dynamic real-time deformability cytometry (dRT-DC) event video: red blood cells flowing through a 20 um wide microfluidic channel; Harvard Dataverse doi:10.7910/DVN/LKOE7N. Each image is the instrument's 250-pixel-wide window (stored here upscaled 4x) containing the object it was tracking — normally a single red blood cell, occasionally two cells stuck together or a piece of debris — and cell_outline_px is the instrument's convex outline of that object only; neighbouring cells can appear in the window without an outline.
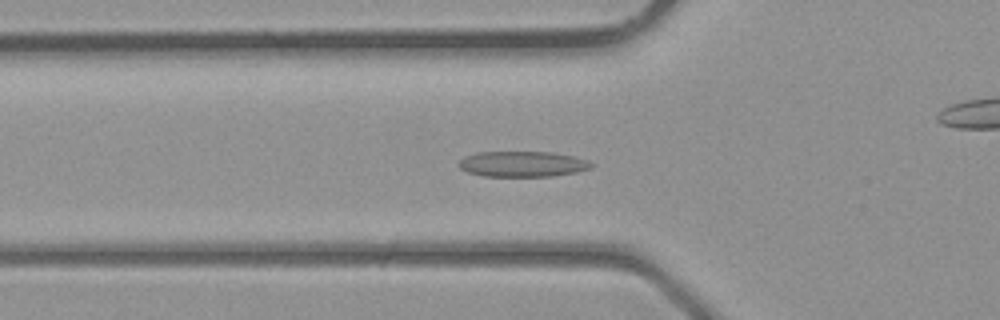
{"species": "common noctule bat (a hibernating species)", "species_latin": "Nyctalus noctula", "temperature_condition": "room temperature", "stored_images_in_passage": 39, "camera_frame_rate_fps": 3000, "um_per_image_px": 0.085, "animal": {"sex": "male", "body_mass_g": 23.1, "forearm_length_mm": 52.7}, "frame": {"image": 1, "passage_image": 13, "time_ms": 4.0, "image_size_px": [1000, 320], "cell_outline_px": [[596, 164], [592, 168], [576, 172], [552, 176], [484, 176], [468, 172], [460, 168], [456, 164], [464, 156], [476, 152], [552, 152], [572, 156], [588, 160]], "centroid_in_image_um": [44.42, 13.94], "position_along_channel_um": 81.4, "area_um2": 19.88}}
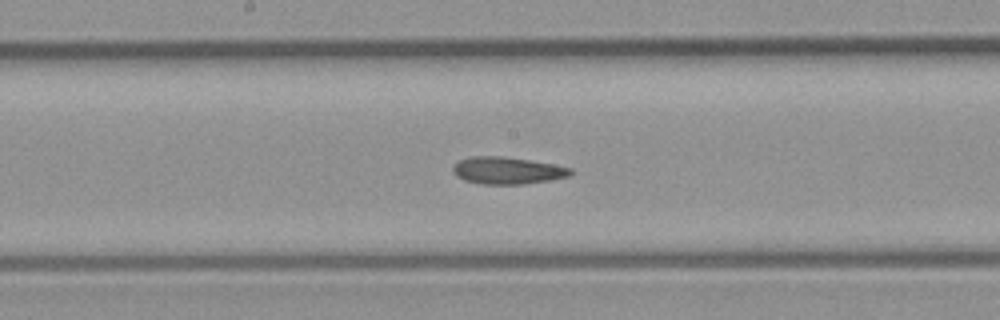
{"frame": {"image": 2, "passage_image": 20, "time_ms": 6.333, "image_size_px": [1000, 320], "cell_outline_px": [[572, 176], [524, 184], [484, 184], [464, 180], [456, 176], [452, 172], [452, 168], [460, 160], [472, 156], [504, 156], [552, 164], [572, 168]], "centroid_in_image_um": [43.12, 14.49], "position_along_channel_um": 205.1, "area_um2": 18.5}}
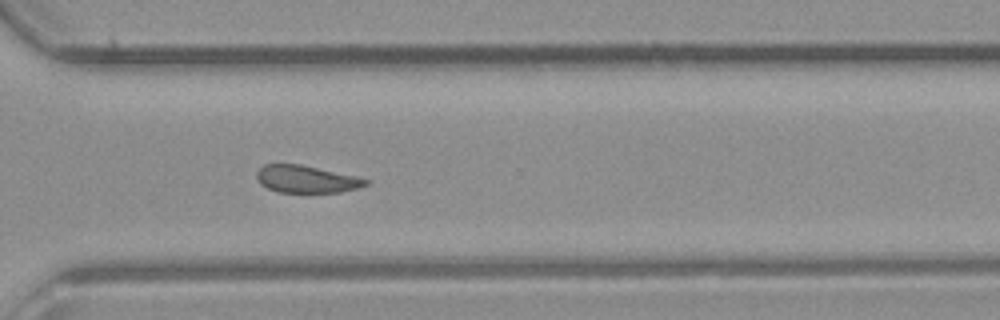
{"frame": {"image": 3, "passage_image": 28, "time_ms": 9.0, "image_size_px": [1000, 320], "cell_outline_px": [[368, 184], [360, 188], [340, 192], [280, 192], [268, 188], [260, 184], [256, 176], [256, 172], [264, 164], [300, 164], [356, 176], [368, 180]], "centroid_in_image_um": [26.04, 15.22], "position_along_channel_um": 344.6, "area_um2": 17.28}}